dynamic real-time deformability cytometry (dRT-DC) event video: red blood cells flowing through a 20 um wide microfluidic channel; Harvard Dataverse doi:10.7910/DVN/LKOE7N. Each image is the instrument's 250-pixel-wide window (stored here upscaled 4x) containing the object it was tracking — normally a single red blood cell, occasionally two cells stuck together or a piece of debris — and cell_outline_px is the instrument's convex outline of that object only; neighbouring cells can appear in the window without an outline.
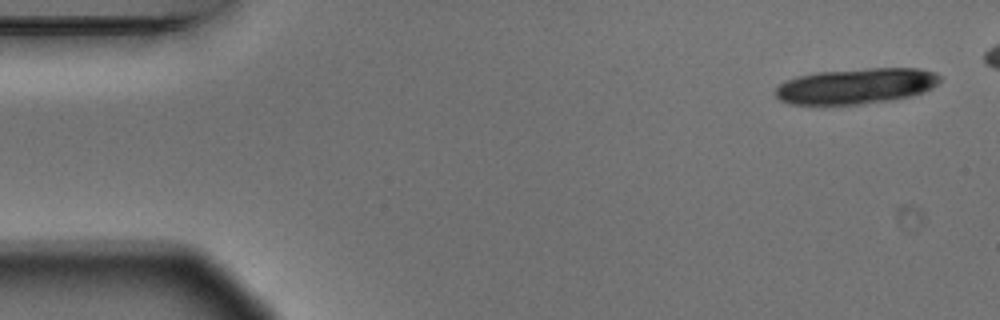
{"species": "Egyptian fruit bat (a non-hibernating species)", "species_latin": "Rousettus aegyptiacus", "temperature_condition": "warm", "stored_images_in_passage": 5, "camera_frame_rate_fps": 3000, "um_per_image_px": 0.085, "animal": {"sex": "male"}, "frame": {"image": 1, "passage_image": 1, "time_ms": 0.0, "image_size_px": [1000, 320], "cell_outline_px": [[940, 80], [932, 88], [924, 92], [908, 96], [888, 100], [856, 104], [788, 104], [780, 100], [776, 96], [776, 88], [780, 84], [788, 80], [800, 76], [820, 72], [868, 68], [920, 68], [936, 72], [940, 76]], "centroid_in_image_um": [72.8, 7.3], "position_along_channel_um": 12.2, "area_um2": 33.76}}